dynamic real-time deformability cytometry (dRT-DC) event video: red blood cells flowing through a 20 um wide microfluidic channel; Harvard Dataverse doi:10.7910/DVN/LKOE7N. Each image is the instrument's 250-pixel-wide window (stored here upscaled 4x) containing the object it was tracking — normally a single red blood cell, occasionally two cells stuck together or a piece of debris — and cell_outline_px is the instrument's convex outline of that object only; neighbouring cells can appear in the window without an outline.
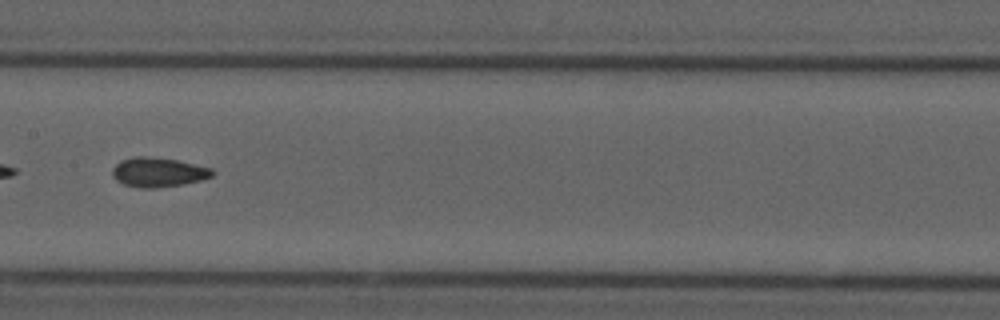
{"species": "common noctule bat (a hibernating species)", "species_latin": "Nyctalus noctula", "temperature_condition": "cold", "stored_images_in_passage": 53, "segment_of_instrument_passage": [2, 2], "camera_frame_rate_fps": 3000, "um_per_image_px": 0.085, "animal": {"sex": "male", "forearm_length_mm": 52.5}, "frame": {"image": 1, "passage_image": 27, "time_ms": 8.667, "image_size_px": [1000, 320], "cell_outline_px": [[216, 172], [212, 176], [200, 180], [180, 184], [156, 188], [140, 188], [124, 184], [116, 180], [112, 176], [112, 168], [120, 160], [136, 156], [144, 156], [176, 160], [212, 168]], "centroid_in_image_um": [13.42, 14.64], "position_along_channel_um": 194.0, "area_um2": 17.05}}
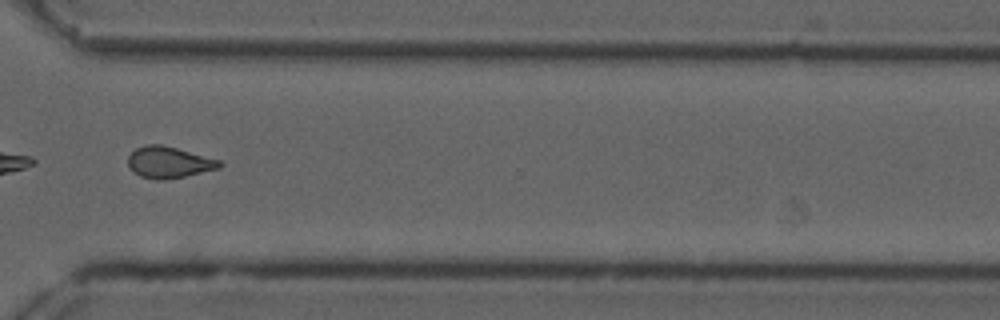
{"frame": {"image": 2, "passage_image": 40, "time_ms": 13.0, "image_size_px": [1000, 320], "cell_outline_px": [[224, 164], [220, 168], [184, 176], [164, 180], [156, 180], [140, 176], [128, 164], [128, 156], [136, 148], [148, 144], [164, 144], [220, 160]], "centroid_in_image_um": [14.38, 13.78], "position_along_channel_um": 356.2, "area_um2": 16.7}}